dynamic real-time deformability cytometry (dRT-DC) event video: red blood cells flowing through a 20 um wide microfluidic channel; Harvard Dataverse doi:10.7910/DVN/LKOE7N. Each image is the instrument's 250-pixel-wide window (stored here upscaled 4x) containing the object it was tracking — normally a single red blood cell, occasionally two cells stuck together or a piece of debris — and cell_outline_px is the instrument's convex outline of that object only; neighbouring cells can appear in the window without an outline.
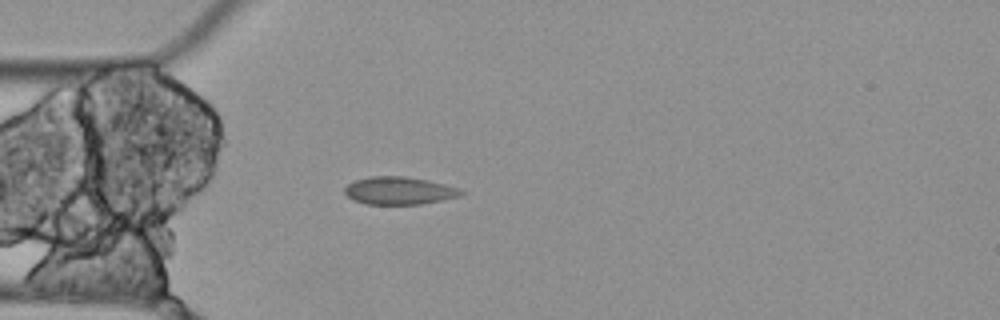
{"species": "Egyptian fruit bat (a non-hibernating species)", "species_latin": "Rousettus aegyptiacus", "temperature_condition": "cold", "stored_images_in_passage": 4, "camera_frame_rate_fps": 3000, "um_per_image_px": 0.085, "animal": {"sex": "female"}, "frame": {"image": 1, "passage_image": 4, "time_ms": 1.0, "image_size_px": [1000, 320], "cell_outline_px": [[464, 192], [460, 196], [420, 204], [364, 204], [352, 200], [344, 192], [344, 188], [348, 184], [356, 180], [368, 176], [404, 176], [428, 180], [444, 184], [456, 188]], "centroid_in_image_um": [33.87, 16.2], "position_along_channel_um": 51.1, "area_um2": 18.67}}